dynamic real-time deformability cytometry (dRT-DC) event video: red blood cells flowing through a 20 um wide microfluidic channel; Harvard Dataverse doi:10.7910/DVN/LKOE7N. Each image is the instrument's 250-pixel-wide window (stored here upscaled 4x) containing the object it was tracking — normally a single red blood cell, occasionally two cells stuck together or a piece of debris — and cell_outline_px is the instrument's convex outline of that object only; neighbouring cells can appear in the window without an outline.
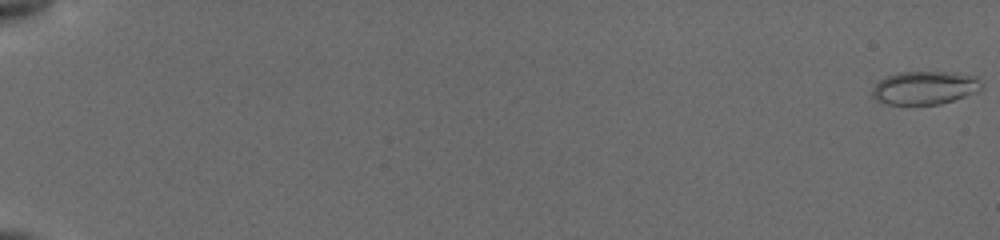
{"species": "common noctule bat (a hibernating species)", "species_latin": "Nyctalus noctula", "temperature_condition": "cold", "stored_images_in_passage": 23, "camera_frame_rate_fps": 3000, "um_per_image_px": 0.085, "animal": {"sex": "female", "body_mass_g": 19.5, "forearm_length_mm": 54.1}, "frame": {"image": 1, "passage_image": 1, "time_ms": 0.0, "image_size_px": [1000, 240], "cell_outline_px": [[984, 88], [980, 92], [940, 104], [888, 104], [872, 100], [872, 88], [880, 80], [888, 76], [904, 72], [944, 72], [976, 76], [984, 84]], "centroid_in_image_um": [78.64, 7.48], "position_along_channel_um": 6.4, "area_um2": 21.33}}
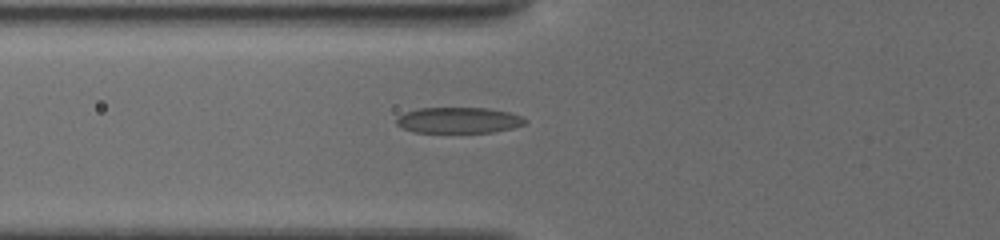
{"frame": {"image": 2, "passage_image": 20, "time_ms": 7.667, "image_size_px": [1000, 240], "cell_outline_px": [[528, 120], [524, 124], [512, 128], [492, 132], [416, 132], [404, 128], [396, 124], [396, 120], [404, 112], [420, 108], [484, 108], [508, 112], [520, 116]], "centroid_in_image_um": [38.98, 10.22], "position_along_channel_um": 86.8, "area_um2": 19.13}}
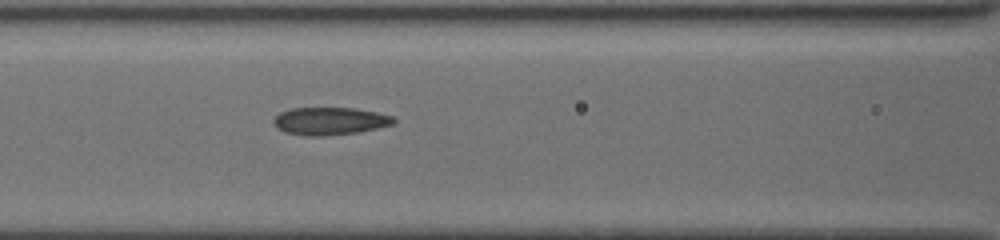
{"frame": {"image": 3, "passage_image": 23, "time_ms": 9.0, "image_size_px": [1000, 240], "cell_outline_px": [[396, 120], [392, 124], [376, 128], [356, 132], [320, 136], [304, 136], [284, 132], [276, 128], [272, 124], [272, 120], [280, 112], [292, 108], [352, 108], [376, 112], [392, 116]], "centroid_in_image_um": [27.96, 10.29], "position_along_channel_um": 138.6, "area_um2": 19.25}}